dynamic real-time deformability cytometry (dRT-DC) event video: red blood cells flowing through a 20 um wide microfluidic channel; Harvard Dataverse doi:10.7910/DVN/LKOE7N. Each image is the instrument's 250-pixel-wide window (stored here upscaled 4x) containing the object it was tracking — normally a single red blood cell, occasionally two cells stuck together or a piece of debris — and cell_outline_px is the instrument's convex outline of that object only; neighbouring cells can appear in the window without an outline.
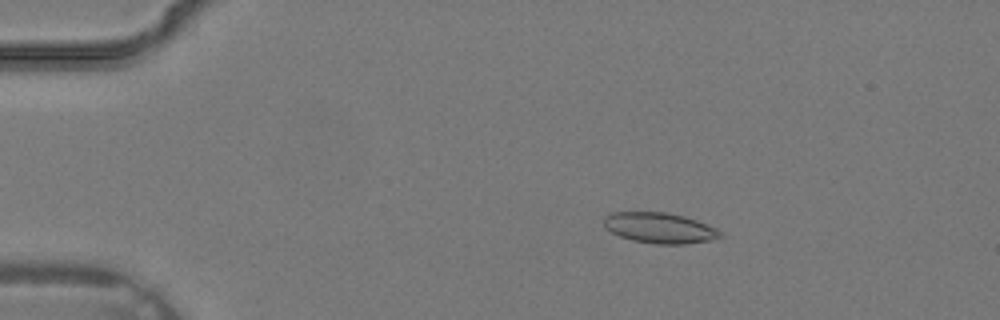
{"species": "common noctule bat (a hibernating species)", "species_latin": "Nyctalus noctula", "temperature_condition": "warm", "stored_images_in_passage": 34, "camera_frame_rate_fps": 3000, "um_per_image_px": 0.085, "animal": {"sex": "male", "body_mass_g": 19.2, "forearm_length_mm": 51.8}, "frame": {"image": 1, "passage_image": 4, "time_ms": 1.0, "image_size_px": [1000, 320], "cell_outline_px": [[724, 236], [708, 240], [684, 244], [656, 244], [632, 240], [620, 236], [612, 232], [604, 224], [604, 216], [612, 212], [664, 212], [684, 216], [696, 220], [716, 228]], "centroid_in_image_um": [56.06, 19.37], "position_along_channel_um": 28.9, "area_um2": 20.52}}
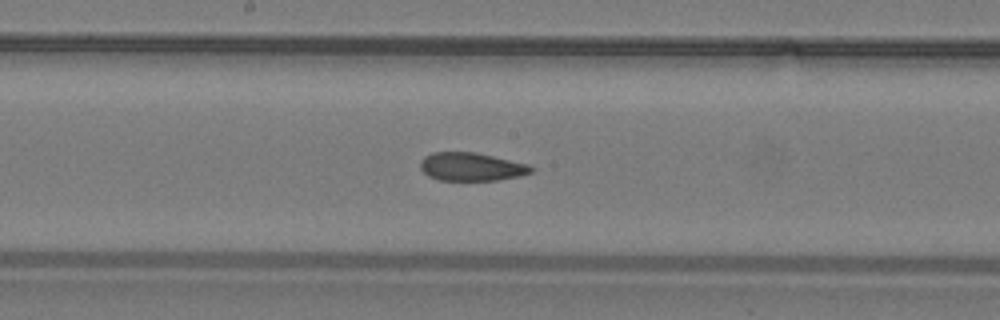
{"frame": {"image": 2, "passage_image": 17, "time_ms": 5.333, "image_size_px": [1000, 320], "cell_outline_px": [[536, 168], [532, 172], [520, 176], [496, 180], [440, 180], [428, 176], [420, 168], [420, 160], [424, 156], [432, 152], [476, 152], [528, 164]], "centroid_in_image_um": [40.06, 14.17], "position_along_channel_um": 208.1, "area_um2": 18.32}}
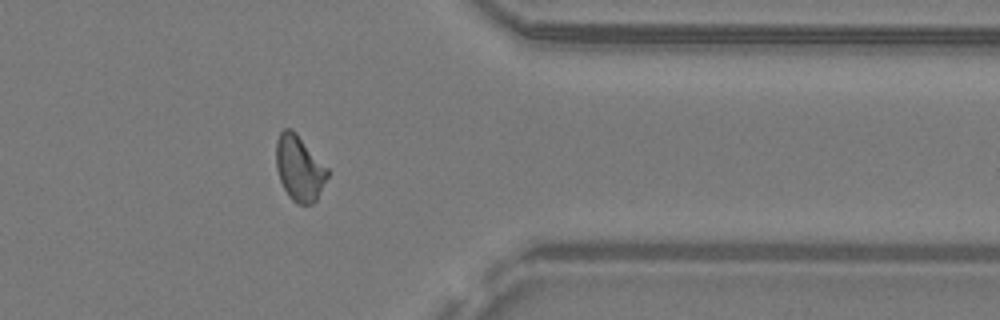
{"frame": {"image": 3, "passage_image": 27, "time_ms": 8.667, "image_size_px": [1000, 320], "cell_outline_px": [[328, 176], [316, 200], [312, 204], [296, 204], [288, 196], [280, 180], [276, 168], [276, 140], [280, 132], [284, 128], [292, 128], [296, 132], [328, 168]], "centroid_in_image_um": [25.43, 14.28], "position_along_channel_um": 386.0, "area_um2": 19.65}}